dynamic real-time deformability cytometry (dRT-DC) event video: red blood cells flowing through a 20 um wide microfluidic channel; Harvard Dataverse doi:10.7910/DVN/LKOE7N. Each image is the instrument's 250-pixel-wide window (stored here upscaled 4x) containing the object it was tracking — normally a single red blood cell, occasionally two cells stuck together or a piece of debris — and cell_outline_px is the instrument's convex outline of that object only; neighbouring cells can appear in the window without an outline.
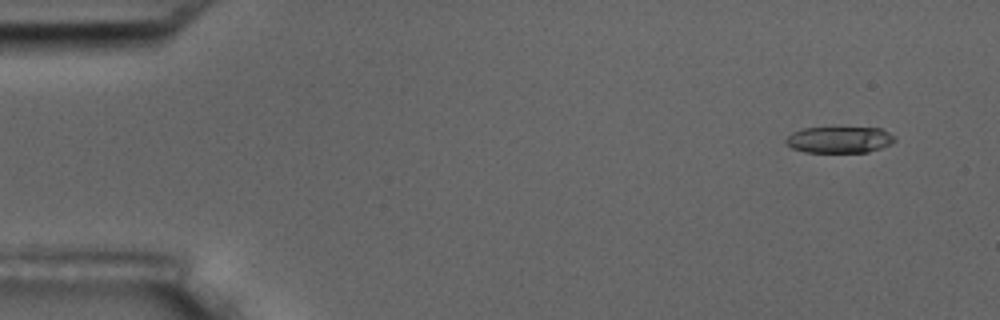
{"species": "common noctule bat (a hibernating species)", "species_latin": "Nyctalus noctula", "temperature_condition": "room temperature", "stored_images_in_passage": 3, "camera_frame_rate_fps": 3000, "um_per_image_px": 0.085, "animal": {"sex": "male", "body_mass_g": 17.5, "forearm_length_mm": 52.3}, "frame": {"image": 1, "passage_image": 1, "time_ms": 0.0, "image_size_px": [1000, 320], "cell_outline_px": [[896, 140], [892, 144], [868, 152], [804, 152], [792, 148], [784, 140], [792, 132], [804, 128], [840, 124], [880, 128], [896, 136]], "centroid_in_image_um": [71.38, 11.81], "position_along_channel_um": 13.6, "area_um2": 17.8}}